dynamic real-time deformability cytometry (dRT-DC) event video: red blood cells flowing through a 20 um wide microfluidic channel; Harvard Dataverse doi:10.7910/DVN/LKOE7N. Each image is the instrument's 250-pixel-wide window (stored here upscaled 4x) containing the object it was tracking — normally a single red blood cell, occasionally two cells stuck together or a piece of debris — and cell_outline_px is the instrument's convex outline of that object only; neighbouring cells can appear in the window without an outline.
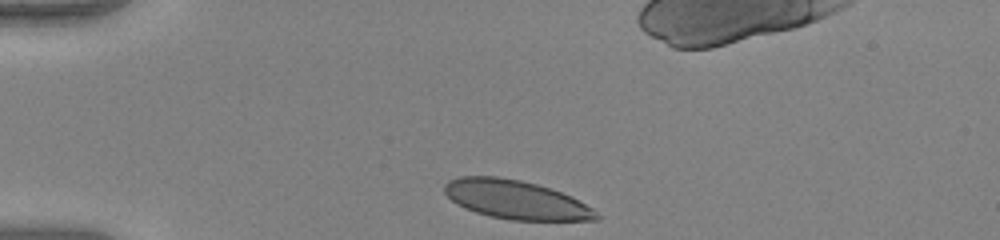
{"species": "human", "species_latin": "Homo sapiens", "temperature_condition": "warm", "stored_images_in_passage": 33, "camera_frame_rate_fps": 3000, "um_per_image_px": 0.085, "donor": {"sex": "female"}, "frame": {"image": 1, "passage_image": 1, "time_ms": 0.0, "image_size_px": [1000, 240], "cell_outline_px": [[600, 220], [512, 220], [488, 216], [464, 208], [456, 204], [444, 192], [444, 184], [448, 180], [460, 176], [496, 176], [520, 180], [536, 184], [572, 196], [592, 208], [600, 216]], "centroid_in_image_um": [43.82, 16.97], "position_along_channel_um": 41.2, "area_um2": 34.28}}
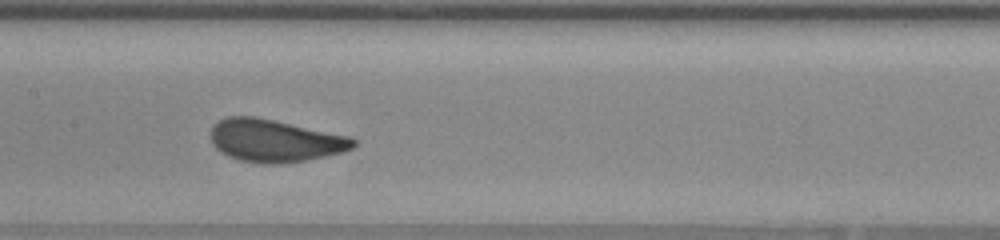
{"frame": {"image": 2, "passage_image": 15, "time_ms": 4.667, "image_size_px": [1000, 240], "cell_outline_px": [[356, 144], [352, 148], [344, 152], [308, 160], [276, 164], [264, 164], [240, 160], [228, 156], [220, 152], [212, 144], [212, 124], [228, 116], [256, 116], [352, 136], [356, 140]], "centroid_in_image_um": [23.39, 11.95], "position_along_channel_um": 184.0, "area_um2": 35.66}}
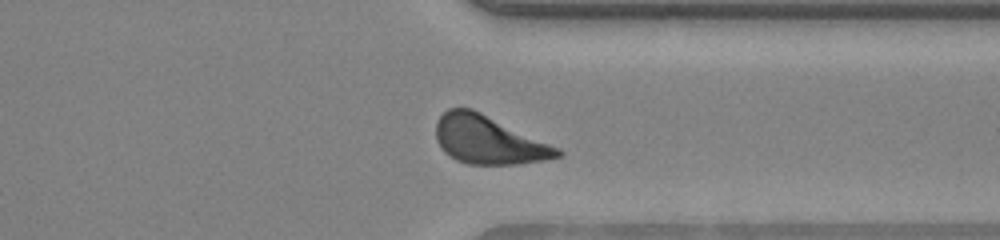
{"frame": {"image": 3, "passage_image": 29, "time_ms": 9.333, "image_size_px": [1000, 240], "cell_outline_px": [[564, 156], [544, 160], [516, 164], [468, 164], [456, 160], [448, 156], [440, 148], [436, 140], [436, 120], [448, 108], [472, 108], [560, 148], [564, 152]], "centroid_in_image_um": [41.52, 11.9], "position_along_channel_um": 369.9, "area_um2": 34.28}, "authors_computed_cell_mechanics": {"area_um2": 34.9112, "velocity_mm_per_s": 3.9768, "shape_relaxation_time_tau1_ms": 2.1523, "shape_relaxation_time_tau2_ms": null, "deformation_change_tau1": 0.1204, "deformation_change_tau2": null}}